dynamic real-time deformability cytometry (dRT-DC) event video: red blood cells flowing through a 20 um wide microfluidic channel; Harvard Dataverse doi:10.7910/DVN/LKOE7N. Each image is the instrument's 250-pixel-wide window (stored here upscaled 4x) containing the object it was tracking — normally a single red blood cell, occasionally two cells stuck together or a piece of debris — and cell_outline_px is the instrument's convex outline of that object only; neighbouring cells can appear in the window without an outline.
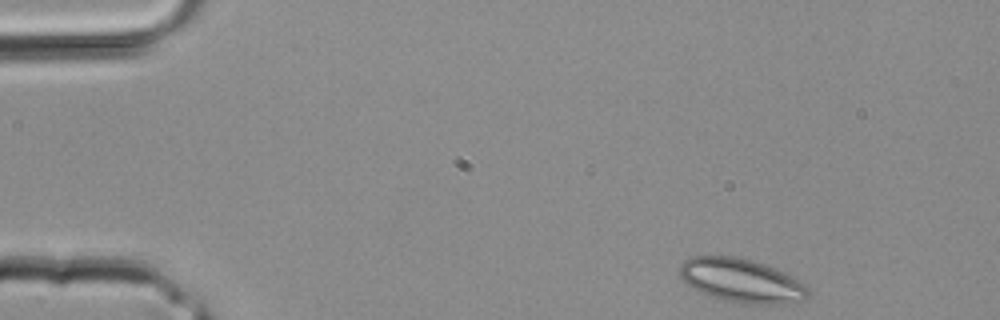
{"species": "common noctule bat (a hibernating species)", "species_latin": "Nyctalus noctula", "temperature_condition": "room temperature", "stored_images_in_passage": 2, "camera_frame_rate_fps": 3000, "um_per_image_px": 0.085, "animal": {"sex": "male", "body_mass_g": 20.4}, "frame": {"image": 1, "passage_image": 1, "time_ms": 0.0, "image_size_px": [1000, 320], "cell_outline_px": [[812, 292], [808, 300], [784, 304], [748, 304], [720, 300], [700, 292], [688, 284], [676, 272], [680, 264], [684, 260], [692, 256], [732, 256], [752, 260], [764, 264], [784, 272], [804, 284]], "centroid_in_image_um": [63.04, 23.86], "position_along_channel_um": 22.0, "area_um2": 33.18}}